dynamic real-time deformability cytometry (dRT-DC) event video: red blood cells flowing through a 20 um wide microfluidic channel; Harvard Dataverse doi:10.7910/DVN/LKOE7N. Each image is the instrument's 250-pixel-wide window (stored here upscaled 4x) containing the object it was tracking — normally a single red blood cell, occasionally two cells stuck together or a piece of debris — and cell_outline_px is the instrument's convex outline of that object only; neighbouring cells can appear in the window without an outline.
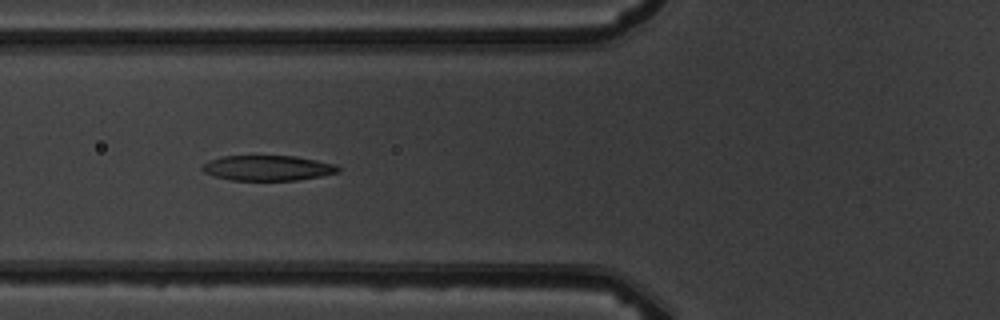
{"species": "common noctule bat (a hibernating species)", "species_latin": "Nyctalus noctula", "temperature_condition": "warm", "stored_images_in_passage": 9, "camera_frame_rate_fps": 3000, "um_per_image_px": 0.085, "animal": {"sex": "male", "body_mass_g": 19.5, "forearm_length_mm": 54.6}, "frame": {"image": 1, "passage_image": 4, "time_ms": 3.333, "image_size_px": [1000, 320], "cell_outline_px": [[340, 172], [320, 176], [296, 180], [232, 180], [216, 176], [204, 172], [200, 168], [204, 164], [212, 160], [224, 156], [296, 156], [336, 164], [340, 168]], "centroid_in_image_um": [22.8, 14.28], "position_along_channel_um": 103.0, "area_um2": 19.77}}
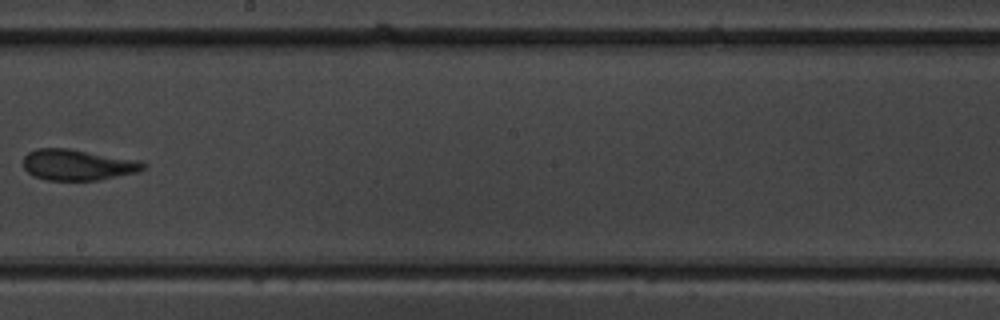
{"frame": {"image": 2, "passage_image": 7, "time_ms": 7.0, "image_size_px": [1000, 320], "cell_outline_px": [[148, 168], [140, 172], [100, 180], [48, 180], [32, 176], [24, 168], [24, 156], [28, 152], [36, 148], [68, 148], [140, 160], [148, 164]], "centroid_in_image_um": [6.67, 14.01], "position_along_channel_um": 241.5, "area_um2": 22.02}}
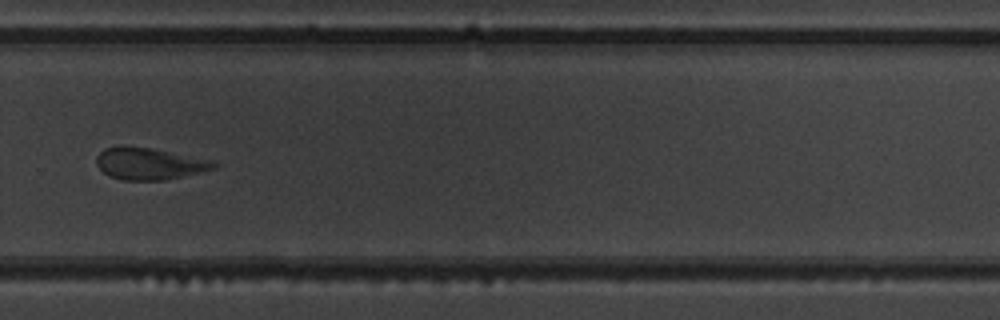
{"frame": {"image": 3, "passage_image": 9, "time_ms": 9.0, "image_size_px": [1000, 320], "cell_outline_px": [[220, 164], [216, 168], [200, 172], [164, 180], [120, 180], [104, 172], [96, 164], [96, 156], [104, 148], [152, 148], [208, 160]], "centroid_in_image_um": [12.7, 13.94], "position_along_channel_um": 317.1, "area_um2": 21.04}}